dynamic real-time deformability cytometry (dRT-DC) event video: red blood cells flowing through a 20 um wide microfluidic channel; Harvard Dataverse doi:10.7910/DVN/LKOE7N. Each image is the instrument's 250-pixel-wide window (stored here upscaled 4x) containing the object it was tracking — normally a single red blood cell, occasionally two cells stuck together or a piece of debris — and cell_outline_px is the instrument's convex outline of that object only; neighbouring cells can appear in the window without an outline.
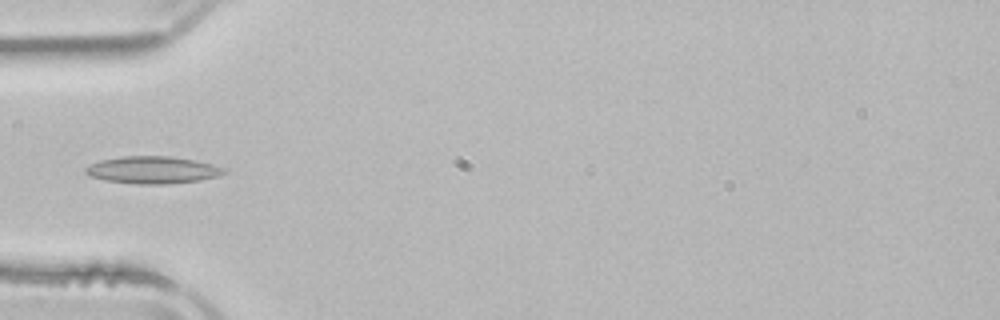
{"species": "common noctule bat (a hibernating species)", "species_latin": "Nyctalus noctula", "temperature_condition": "room temperature", "stored_images_in_passage": 4, "camera_frame_rate_fps": 3000, "um_per_image_px": 0.085, "animal": {"sex": "male", "body_mass_g": 21.5, "forearm_length_mm": 52.0}, "frame": {"image": 1, "passage_image": 4, "time_ms": 5.333, "image_size_px": [1000, 320], "cell_outline_px": [[228, 172], [220, 176], [200, 180], [164, 184], [136, 184], [104, 180], [88, 176], [84, 172], [84, 168], [100, 160], [120, 156], [172, 156], [196, 160], [228, 168]], "centroid_in_image_um": [13.0, 14.44], "position_along_channel_um": 72.0, "area_um2": 22.31}}